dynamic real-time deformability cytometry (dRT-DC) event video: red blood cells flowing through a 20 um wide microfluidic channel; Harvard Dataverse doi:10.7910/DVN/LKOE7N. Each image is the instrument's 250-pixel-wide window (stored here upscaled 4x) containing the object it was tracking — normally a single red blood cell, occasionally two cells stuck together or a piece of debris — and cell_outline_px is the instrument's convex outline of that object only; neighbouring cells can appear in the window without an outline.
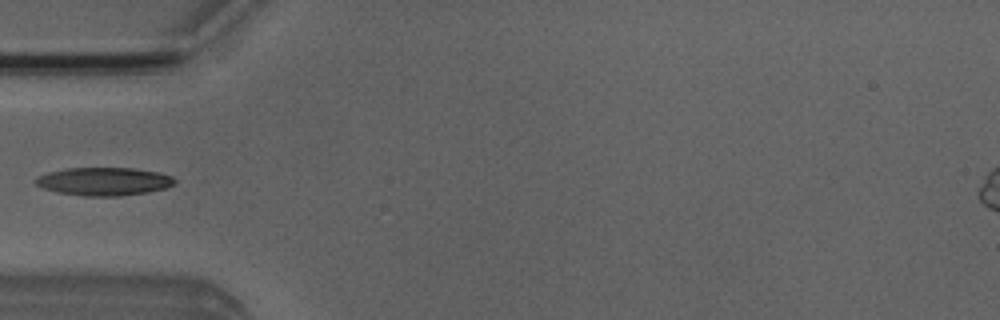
{"species": "Egyptian fruit bat (a non-hibernating species)", "species_latin": "Rousettus aegyptiacus", "temperature_condition": "room temperature", "stored_images_in_passage": 7, "camera_frame_rate_fps": 3000, "um_per_image_px": 0.085, "animal": {"sex": "male"}, "frame": {"image": 1, "passage_image": 6, "time_ms": 6.667, "image_size_px": [1000, 320], "cell_outline_px": [[176, 184], [168, 188], [148, 192], [120, 196], [84, 196], [56, 192], [44, 188], [36, 184], [36, 180], [40, 176], [48, 172], [68, 168], [132, 168], [156, 172], [172, 176], [176, 180]], "centroid_in_image_um": [8.89, 15.43], "position_along_channel_um": 76.1, "area_um2": 22.72}}